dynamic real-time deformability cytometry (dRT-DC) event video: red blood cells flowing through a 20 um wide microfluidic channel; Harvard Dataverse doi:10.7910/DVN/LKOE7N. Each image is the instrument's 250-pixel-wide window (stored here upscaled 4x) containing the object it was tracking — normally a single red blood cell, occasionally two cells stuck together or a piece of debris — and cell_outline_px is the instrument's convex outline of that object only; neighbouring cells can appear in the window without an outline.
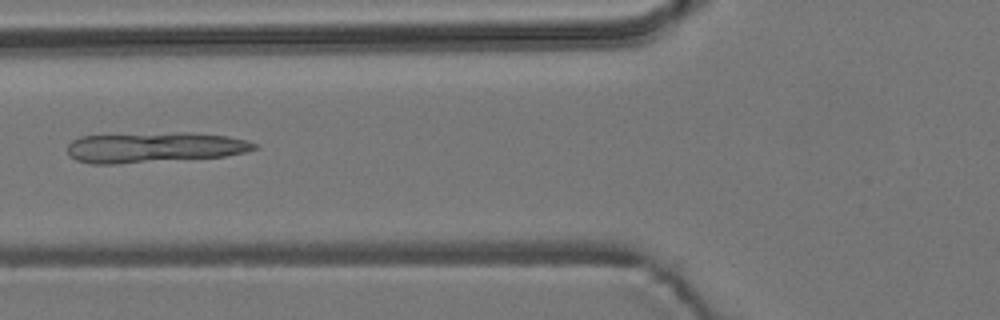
{"species": "common noctule bat (a hibernating species)", "species_latin": "Nyctalus noctula", "temperature_condition": "room temperature", "stored_images_in_passage": 3, "camera_frame_rate_fps": 3000, "um_per_image_px": 0.085, "animal": {"sex": "male", "body_mass_g": 19.2, "forearm_length_mm": 51.8}, "frame": {"image": 1, "passage_image": 2, "time_ms": 1.333, "image_size_px": [1000, 320], "cell_outline_px": [[260, 148], [244, 152], [224, 156], [116, 164], [92, 164], [76, 160], [68, 152], [68, 144], [72, 140], [80, 136], [180, 132], [192, 132], [228, 136], [248, 140], [260, 144]], "centroid_in_image_um": [13.18, 12.52], "position_along_channel_um": 112.6, "area_um2": 33.18}}
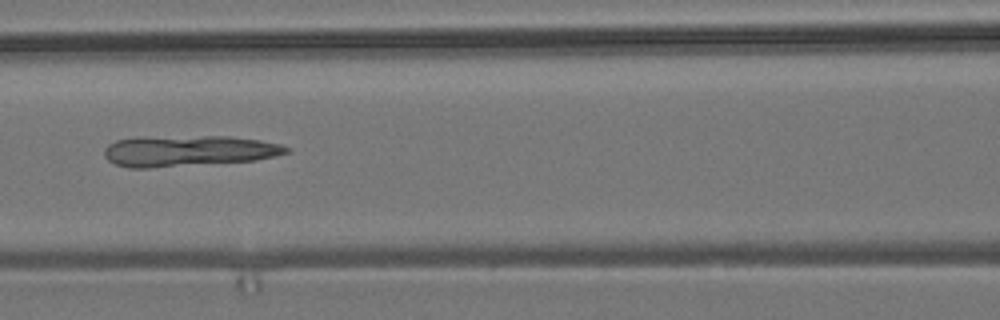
{"frame": {"image": 2, "passage_image": 3, "time_ms": 2.333, "image_size_px": [1000, 320], "cell_outline_px": [[292, 148], [288, 152], [276, 156], [256, 160], [148, 168], [128, 168], [116, 164], [108, 160], [104, 156], [104, 148], [108, 144], [116, 140], [136, 136], [228, 136], [260, 140], [280, 144]], "centroid_in_image_um": [15.98, 12.81], "position_along_channel_um": 150.6, "area_um2": 33.23}}